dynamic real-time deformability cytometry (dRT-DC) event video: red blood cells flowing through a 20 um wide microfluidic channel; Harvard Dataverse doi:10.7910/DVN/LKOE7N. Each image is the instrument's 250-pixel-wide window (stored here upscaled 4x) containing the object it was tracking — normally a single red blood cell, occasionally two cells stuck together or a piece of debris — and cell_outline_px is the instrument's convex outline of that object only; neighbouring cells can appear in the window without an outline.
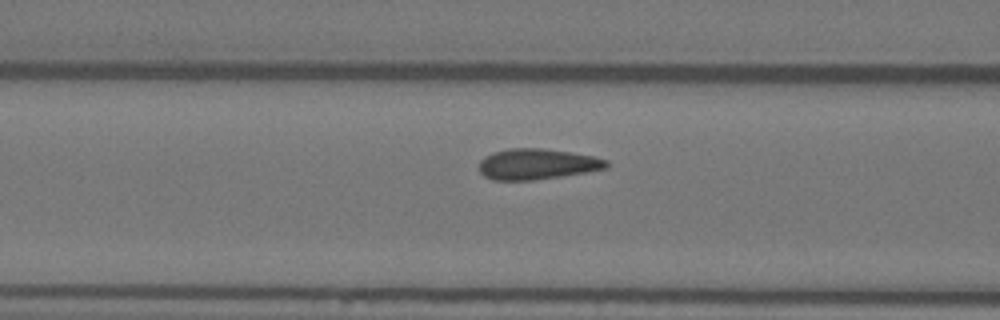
{"species": "Egyptian fruit bat (a non-hibernating species)", "species_latin": "Rousettus aegyptiacus", "temperature_condition": "warm", "stored_images_in_passage": 56, "camera_frame_rate_fps": 3000, "um_per_image_px": 0.085, "animal": {"sex": "female"}, "frame": {"image": 1, "passage_image": 22, "time_ms": 7.0, "image_size_px": [1000, 320], "cell_outline_px": [[608, 168], [560, 176], [532, 180], [492, 180], [484, 176], [480, 172], [480, 160], [484, 156], [492, 152], [508, 148], [540, 148], [572, 152], [592, 156], [608, 160]], "centroid_in_image_um": [45.62, 13.94], "position_along_channel_um": 121.0, "area_um2": 22.77}}
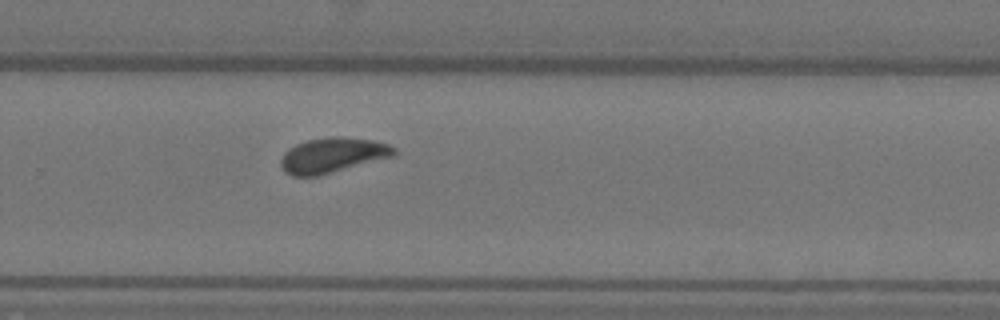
{"frame": {"image": 2, "passage_image": 37, "time_ms": 12.0, "image_size_px": [1000, 320], "cell_outline_px": [[396, 156], [316, 176], [292, 176], [284, 172], [280, 164], [280, 160], [284, 152], [288, 148], [296, 144], [308, 140], [332, 136], [340, 136], [372, 140], [388, 144], [396, 148]], "centroid_in_image_um": [28.27, 13.19], "position_along_channel_um": 301.5, "area_um2": 23.24}}
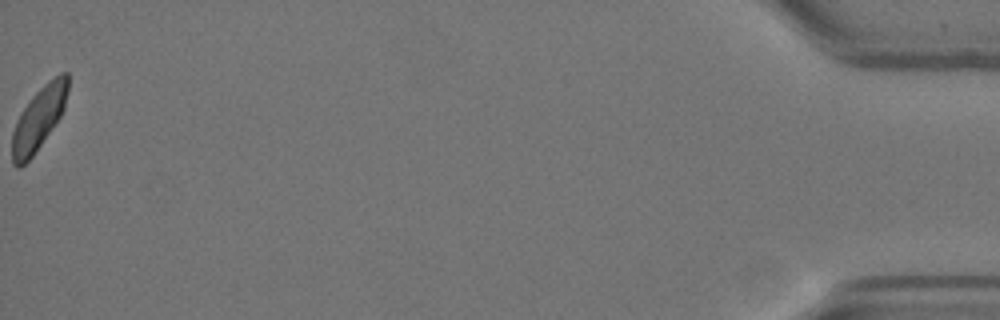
{"frame": {"image": 3, "passage_image": 56, "time_ms": 18.333, "image_size_px": [1000, 320], "cell_outline_px": [[68, 92], [64, 108], [60, 116], [32, 156], [20, 168], [16, 168], [12, 164], [12, 132], [16, 120], [20, 112], [32, 96], [48, 80], [60, 72], [68, 72]], "centroid_in_image_um": [3.28, 10.05], "position_along_channel_um": 431.9, "area_um2": 20.4}, "authors_computed_cell_mechanics": {"area_um2": 22.542, "velocity_mm_per_s": 3.6291, "shape_relaxation_time_tau1_ms": 3.8593, "shape_relaxation_time_tau2_ms": null, "deformation_change_tau1": 0.1105, "deformation_change_tau2": null}}